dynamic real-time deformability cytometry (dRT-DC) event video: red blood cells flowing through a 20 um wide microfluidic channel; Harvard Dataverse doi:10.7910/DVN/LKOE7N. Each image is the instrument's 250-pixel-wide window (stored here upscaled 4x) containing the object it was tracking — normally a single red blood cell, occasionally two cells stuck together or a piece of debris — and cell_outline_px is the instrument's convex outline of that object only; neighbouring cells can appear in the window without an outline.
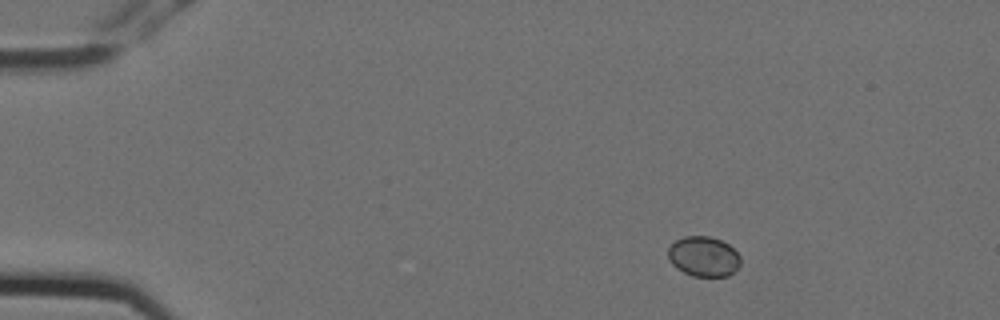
{"species": "Egyptian fruit bat (a non-hibernating species)", "species_latin": "Rousettus aegyptiacus", "temperature_condition": "cold", "stored_images_in_passage": 4, "camera_frame_rate_fps": 3000, "um_per_image_px": 0.085, "animal": {"sex": "female"}, "frame": {"image": 1, "passage_image": 1, "time_ms": 0.0, "image_size_px": [1000, 320], "cell_outline_px": [[740, 264], [728, 276], [692, 276], [676, 268], [672, 264], [668, 256], [668, 248], [676, 240], [684, 236], [708, 236], [720, 240], [728, 244], [740, 256]], "centroid_in_image_um": [59.79, 21.8], "position_along_channel_um": 25.2, "area_um2": 16.76}}
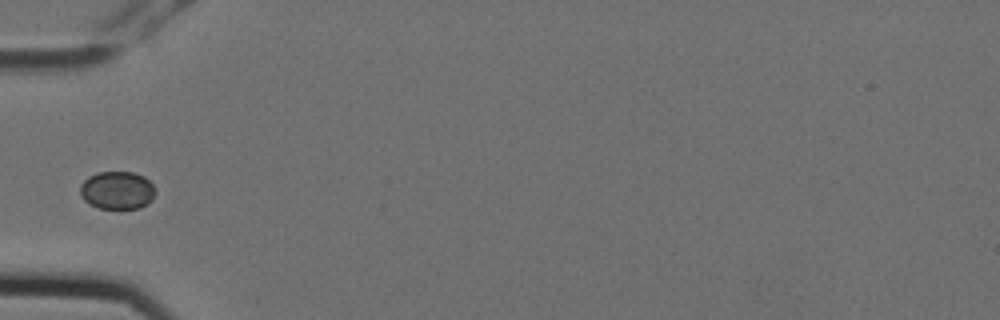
{"frame": {"image": 2, "passage_image": 4, "time_ms": 1.0, "image_size_px": [1000, 320], "cell_outline_px": [[156, 192], [152, 200], [148, 204], [140, 208], [96, 208], [88, 204], [80, 196], [80, 184], [88, 176], [96, 172], [132, 172], [144, 176], [156, 188]], "centroid_in_image_um": [9.95, 16.18], "position_along_channel_um": 75.0, "area_um2": 16.94}}